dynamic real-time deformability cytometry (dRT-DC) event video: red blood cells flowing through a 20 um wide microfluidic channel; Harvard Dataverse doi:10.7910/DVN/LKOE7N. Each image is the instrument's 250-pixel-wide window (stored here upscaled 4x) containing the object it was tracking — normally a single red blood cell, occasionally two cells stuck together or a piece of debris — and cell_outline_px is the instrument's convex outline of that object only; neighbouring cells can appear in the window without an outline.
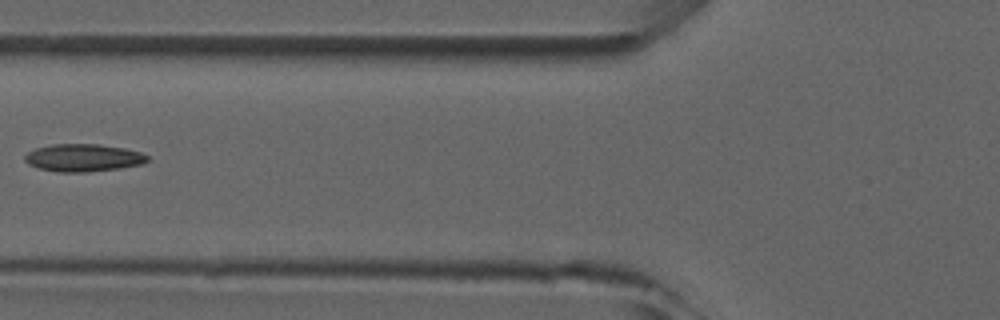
{"species": "common noctule bat (a hibernating species)", "species_latin": "Nyctalus noctula", "temperature_condition": "room temperature", "stored_images_in_passage": 2, "camera_frame_rate_fps": 3000, "um_per_image_px": 0.085, "animal": {"sex": "male", "forearm_length_mm": 52.5}, "frame": {"image": 1, "passage_image": 2, "time_ms": 1.0, "image_size_px": [1000, 320], "cell_outline_px": [[148, 160], [144, 164], [88, 172], [56, 172], [40, 168], [28, 164], [24, 160], [24, 156], [28, 152], [36, 148], [52, 144], [96, 144], [124, 148], [140, 152], [148, 156]], "centroid_in_image_um": [7.06, 13.41], "position_along_channel_um": 118.7, "area_um2": 19.59}}